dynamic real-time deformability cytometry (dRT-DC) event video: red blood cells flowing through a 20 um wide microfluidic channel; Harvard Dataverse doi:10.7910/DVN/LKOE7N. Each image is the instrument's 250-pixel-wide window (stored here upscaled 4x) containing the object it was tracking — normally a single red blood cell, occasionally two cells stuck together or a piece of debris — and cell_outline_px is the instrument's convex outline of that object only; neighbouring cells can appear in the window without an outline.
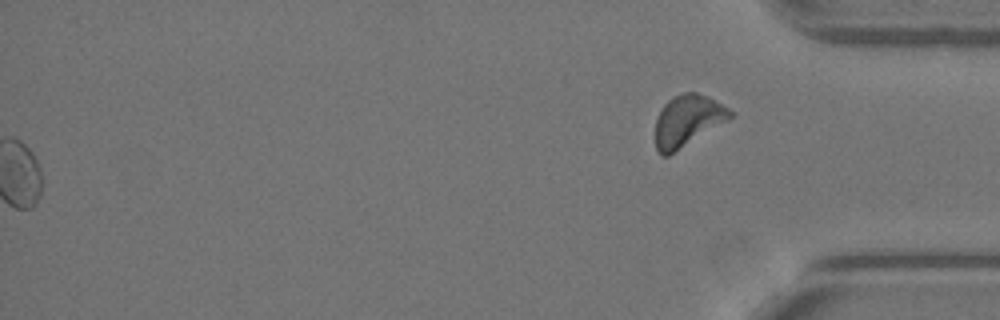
{"species": "Egyptian fruit bat (a non-hibernating species)", "species_latin": "Rousettus aegyptiacus", "temperature_condition": "warm", "stored_images_in_passage": 51, "segment_of_instrument_passage": [2, 2], "camera_frame_rate_fps": 3000, "um_per_image_px": 0.085, "animal": {"sex": "female"}, "frame": {"image": 1, "passage_image": 51, "time_ms": 16.667, "image_size_px": [1000, 320], "cell_outline_px": [[736, 112], [732, 116], [668, 156], [660, 156], [656, 152], [656, 120], [664, 104], [668, 100], [684, 92], [696, 92], [708, 96]], "centroid_in_image_um": [58.42, 10.25], "position_along_channel_um": 376.8, "area_um2": 21.96}}